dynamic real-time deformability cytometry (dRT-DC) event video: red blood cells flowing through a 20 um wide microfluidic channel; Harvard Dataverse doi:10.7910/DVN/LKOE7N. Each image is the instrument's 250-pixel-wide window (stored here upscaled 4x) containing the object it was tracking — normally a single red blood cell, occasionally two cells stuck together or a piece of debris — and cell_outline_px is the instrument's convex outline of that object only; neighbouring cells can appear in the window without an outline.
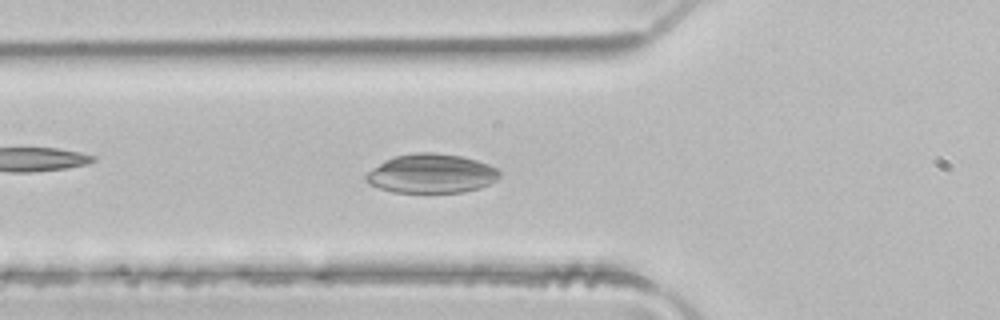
{"species": "common noctule bat (a hibernating species)", "species_latin": "Nyctalus noctula", "temperature_condition": "room temperature", "stored_images_in_passage": 49, "camera_frame_rate_fps": 3000, "um_per_image_px": 0.085, "animal": {"sex": "male", "body_mass_g": 21.5, "forearm_length_mm": 52.0}, "frame": {"image": 1, "passage_image": 16, "time_ms": 5.0, "image_size_px": [1000, 320], "cell_outline_px": [[500, 176], [496, 180], [480, 188], [464, 192], [392, 192], [368, 184], [364, 180], [364, 176], [372, 168], [384, 160], [392, 156], [416, 152], [436, 152], [460, 156], [476, 160], [488, 164], [496, 168], [500, 172]], "centroid_in_image_um": [36.63, 14.74], "position_along_channel_um": 89.2, "area_um2": 30.63}}
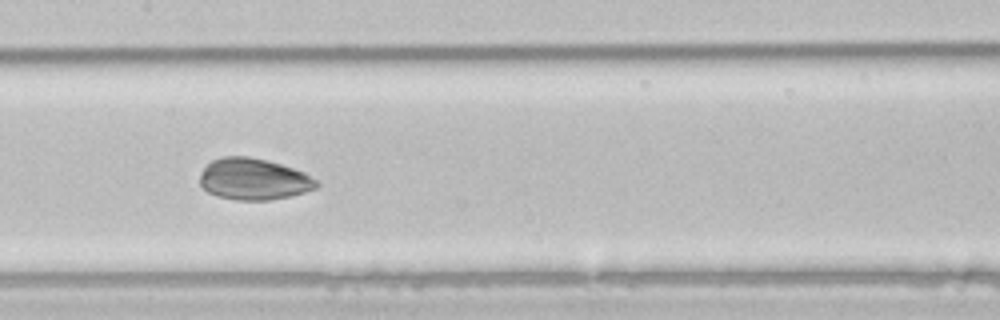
{"frame": {"image": 2, "passage_image": 23, "time_ms": 7.333, "image_size_px": [1000, 320], "cell_outline_px": [[320, 184], [316, 188], [304, 192], [288, 196], [268, 200], [236, 200], [216, 196], [208, 192], [200, 184], [200, 172], [212, 160], [220, 156], [248, 156], [268, 160], [304, 172], [316, 180]], "centroid_in_image_um": [21.53, 15.22], "position_along_channel_um": 185.9, "area_um2": 28.21}}
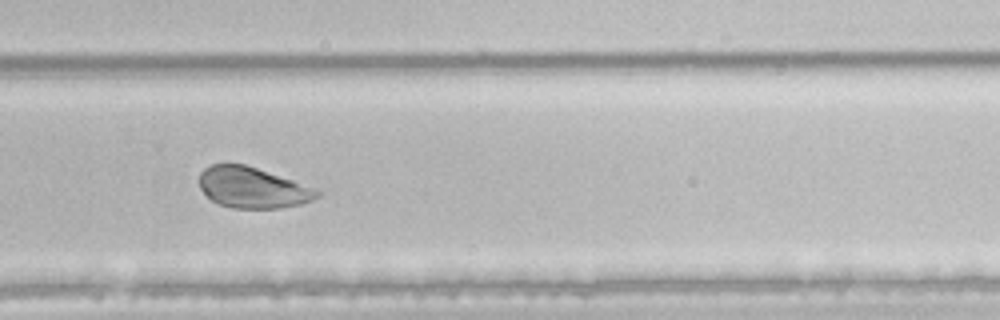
{"frame": {"image": 3, "passage_image": 32, "time_ms": 10.333, "image_size_px": [1000, 320], "cell_outline_px": [[320, 196], [312, 200], [300, 204], [280, 208], [232, 208], [220, 204], [212, 200], [200, 188], [196, 180], [200, 172], [204, 168], [212, 164], [244, 164], [292, 180], [312, 188], [320, 192]], "centroid_in_image_um": [21.4, 15.95], "position_along_channel_um": 308.4, "area_um2": 27.8}}